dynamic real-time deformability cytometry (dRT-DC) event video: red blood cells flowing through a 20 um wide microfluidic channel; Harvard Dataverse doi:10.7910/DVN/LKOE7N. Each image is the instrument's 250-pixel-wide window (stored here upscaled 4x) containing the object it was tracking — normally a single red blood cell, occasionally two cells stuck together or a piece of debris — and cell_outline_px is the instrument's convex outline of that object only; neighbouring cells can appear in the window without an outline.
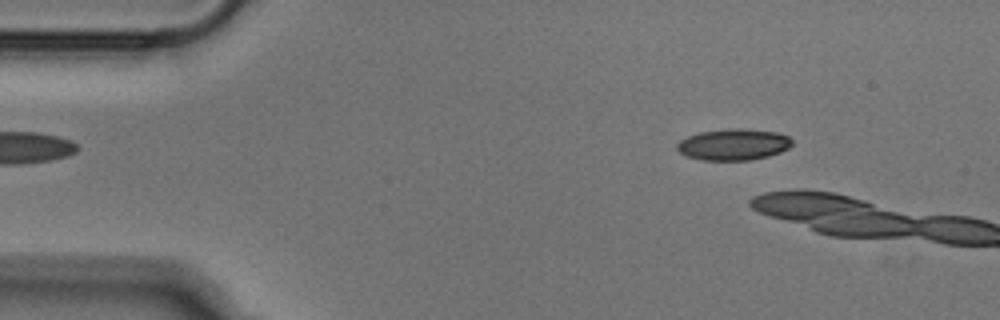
{"species": "Egyptian fruit bat (a non-hibernating species)", "species_latin": "Rousettus aegyptiacus", "temperature_condition": "cold", "stored_images_in_passage": 3, "camera_frame_rate_fps": 3000, "um_per_image_px": 0.085, "animal": {"sex": "male"}, "frame": {"image": 1, "passage_image": 1, "time_ms": 0.0, "image_size_px": [1000, 320], "cell_outline_px": [[792, 144], [788, 148], [780, 152], [768, 156], [748, 160], [704, 160], [684, 156], [676, 148], [676, 144], [680, 140], [688, 136], [700, 132], [732, 128], [740, 128], [776, 132], [788, 136], [792, 140]], "centroid_in_image_um": [62.32, 12.28], "position_along_channel_um": 22.7, "area_um2": 20.98}}